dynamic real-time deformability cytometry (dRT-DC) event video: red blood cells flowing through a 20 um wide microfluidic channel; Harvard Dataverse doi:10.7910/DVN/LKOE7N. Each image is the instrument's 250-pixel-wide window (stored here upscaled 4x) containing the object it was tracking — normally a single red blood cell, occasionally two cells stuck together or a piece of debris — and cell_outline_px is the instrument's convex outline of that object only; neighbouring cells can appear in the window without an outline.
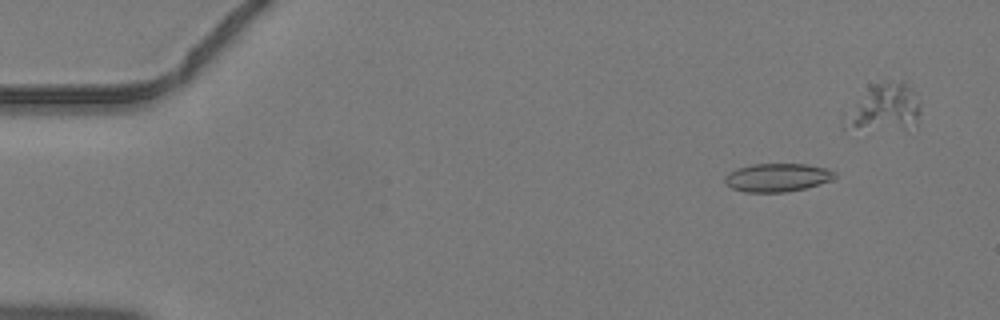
{"species": "common noctule bat (a hibernating species)", "species_latin": "Nyctalus noctula", "temperature_condition": "warm", "stored_images_in_passage": 38, "camera_frame_rate_fps": 3000, "um_per_image_px": 0.085, "animal": {"sex": "male", "body_mass_g": 19.2, "forearm_length_mm": 51.8}, "frame": {"image": 1, "passage_image": 6, "time_ms": 1.667, "image_size_px": [1000, 320], "cell_outline_px": [[836, 176], [832, 180], [804, 188], [784, 192], [744, 192], [732, 188], [724, 184], [724, 176], [728, 172], [736, 168], [752, 164], [804, 164], [828, 168], [836, 172]], "centroid_in_image_um": [66.03, 15.08], "position_along_channel_um": 19.0, "area_um2": 18.26}}
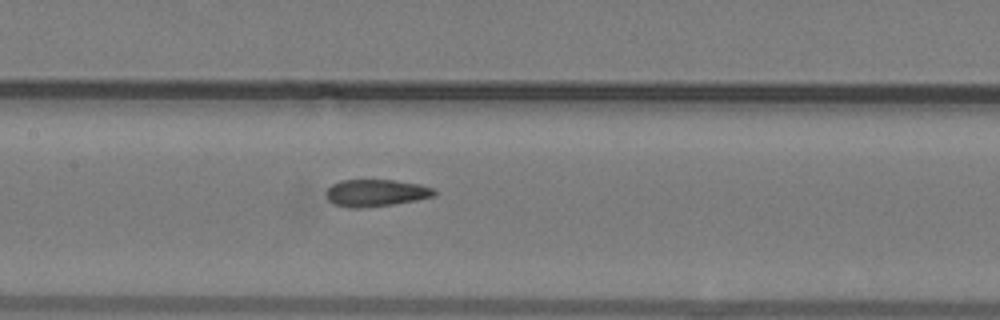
{"frame": {"image": 2, "passage_image": 23, "time_ms": 7.333, "image_size_px": [1000, 320], "cell_outline_px": [[436, 196], [416, 200], [392, 204], [364, 208], [348, 208], [336, 204], [328, 200], [324, 192], [332, 184], [340, 180], [392, 180], [420, 184], [432, 188], [436, 192]], "centroid_in_image_um": [31.93, 16.4], "position_along_channel_um": 175.5, "area_um2": 17.11}}
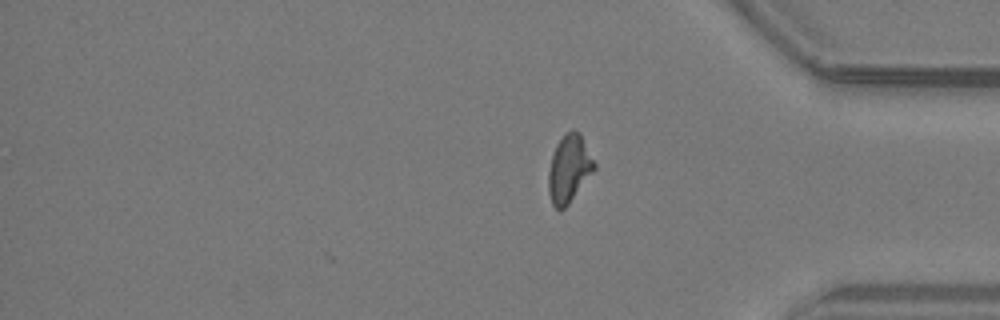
{"frame": {"image": 3, "passage_image": 38, "time_ms": 12.333, "image_size_px": [1000, 320], "cell_outline_px": [[596, 168], [568, 204], [560, 212], [552, 204], [548, 192], [548, 172], [552, 156], [556, 144], [572, 128], [580, 132], [596, 164]], "centroid_in_image_um": [48.37, 14.35], "position_along_channel_um": 386.8, "area_um2": 17.98}}